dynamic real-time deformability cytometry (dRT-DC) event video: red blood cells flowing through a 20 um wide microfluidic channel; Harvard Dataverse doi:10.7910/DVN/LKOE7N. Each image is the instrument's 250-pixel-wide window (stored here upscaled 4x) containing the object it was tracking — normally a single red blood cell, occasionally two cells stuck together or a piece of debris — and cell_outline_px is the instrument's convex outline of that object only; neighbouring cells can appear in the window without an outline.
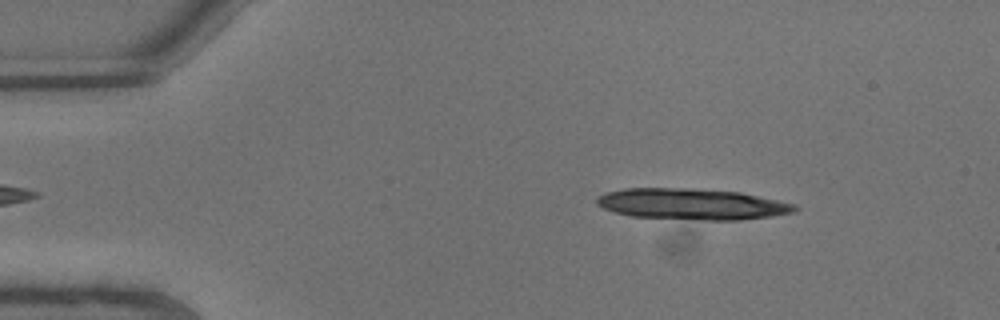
{"species": "common noctule bat (a hibernating species)", "species_latin": "Nyctalus noctula", "temperature_condition": "warm", "stored_images_in_passage": 5, "camera_frame_rate_fps": 3000, "um_per_image_px": 0.085, "animal": {"sex": "male", "body_mass_g": 13.3}, "frame": {"image": 1, "passage_image": 2, "time_ms": 0.333, "image_size_px": [1000, 320], "cell_outline_px": [[800, 208], [796, 212], [772, 216], [740, 220], [704, 220], [632, 216], [616, 212], [604, 208], [596, 204], [596, 196], [604, 192], [624, 188], [692, 188], [740, 192], [796, 204]], "centroid_in_image_um": [58.83, 17.34], "position_along_channel_um": 26.2, "area_um2": 36.07}}